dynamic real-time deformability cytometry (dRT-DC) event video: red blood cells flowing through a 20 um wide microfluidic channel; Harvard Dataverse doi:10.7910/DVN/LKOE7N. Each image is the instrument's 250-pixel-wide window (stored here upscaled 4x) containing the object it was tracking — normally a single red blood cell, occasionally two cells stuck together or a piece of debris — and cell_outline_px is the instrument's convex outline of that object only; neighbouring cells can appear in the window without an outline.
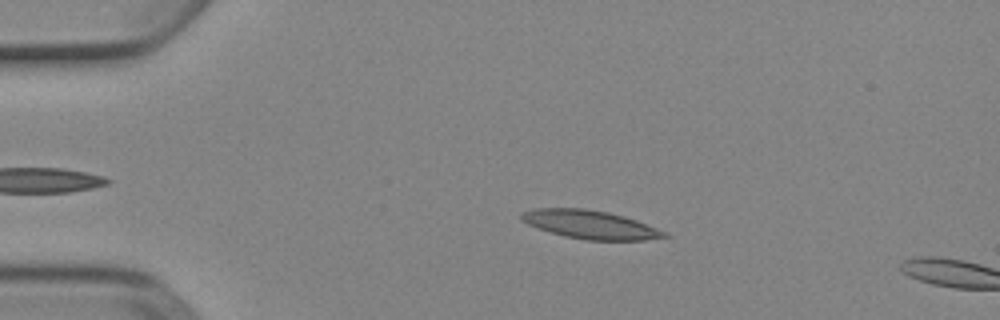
{"species": "Egyptian fruit bat (a non-hibernating species)", "species_latin": "Rousettus aegyptiacus", "temperature_condition": "cold", "stored_images_in_passage": 4, "segment_of_instrument_passage": [1, 2], "camera_frame_rate_fps": 3000, "um_per_image_px": 0.085, "animal": {"sex": "female"}, "frame": {"image": 1, "passage_image": 2, "time_ms": 0.333, "image_size_px": [1000, 320], "cell_outline_px": [[672, 236], [644, 240], [584, 240], [564, 236], [528, 224], [520, 220], [520, 216], [524, 212], [532, 208], [584, 208], [608, 212], [624, 216], [636, 220], [668, 232]], "centroid_in_image_um": [50.21, 19.09], "position_along_channel_um": 34.8, "area_um2": 23.7}}